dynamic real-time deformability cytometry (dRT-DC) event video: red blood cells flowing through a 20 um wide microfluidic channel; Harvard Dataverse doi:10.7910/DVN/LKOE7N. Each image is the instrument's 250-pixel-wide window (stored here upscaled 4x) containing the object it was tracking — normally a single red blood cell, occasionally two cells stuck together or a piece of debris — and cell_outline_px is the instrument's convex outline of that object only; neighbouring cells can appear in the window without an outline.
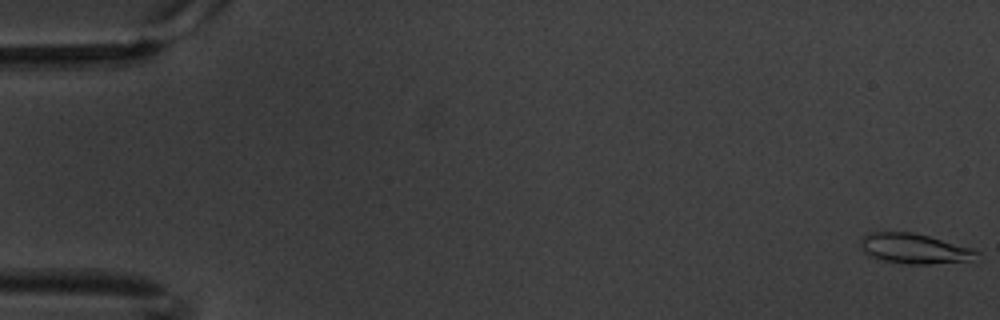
{"species": "common noctule bat (a hibernating species)", "species_latin": "Nyctalus noctula", "temperature_condition": "warm", "stored_images_in_passage": 7, "camera_frame_rate_fps": 3000, "um_per_image_px": 0.085, "animal": {"sex": "male", "body_mass_g": 20.1, "forearm_length_mm": 53.5}, "frame": {"image": 1, "passage_image": 1, "time_ms": 0.0, "image_size_px": [1000, 320], "cell_outline_px": [[980, 252], [972, 260], [928, 264], [904, 264], [880, 260], [868, 256], [860, 248], [860, 240], [868, 232], [912, 232], [928, 236], [972, 248]], "centroid_in_image_um": [77.66, 21.14], "position_along_channel_um": 7.3, "area_um2": 20.4}}